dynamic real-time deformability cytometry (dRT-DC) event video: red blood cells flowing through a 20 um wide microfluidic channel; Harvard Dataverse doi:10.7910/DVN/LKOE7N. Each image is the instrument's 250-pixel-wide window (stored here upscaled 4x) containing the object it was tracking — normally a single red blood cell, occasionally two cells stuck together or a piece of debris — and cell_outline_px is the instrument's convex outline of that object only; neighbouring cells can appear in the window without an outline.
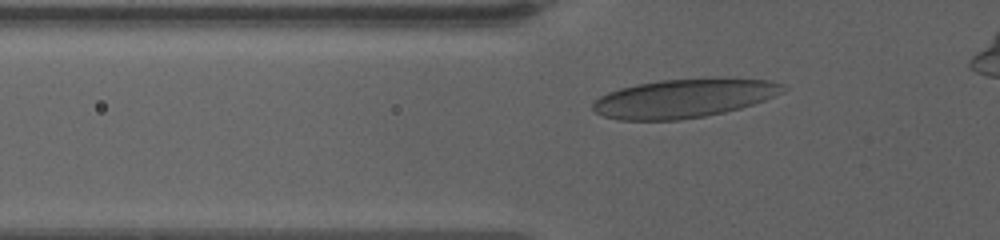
{"species": "human", "species_latin": "Homo sapiens", "temperature_condition": "warm", "stored_images_in_passage": 42, "camera_frame_rate_fps": 3000, "um_per_image_px": 0.085, "donor": {"sex": "female"}, "frame": {"image": 1, "passage_image": 9, "time_ms": 2.667, "image_size_px": [1000, 240], "cell_outline_px": [[788, 88], [784, 92], [764, 100], [740, 108], [724, 112], [704, 116], [676, 120], [616, 120], [604, 116], [596, 112], [592, 108], [592, 104], [600, 96], [608, 92], [620, 88], [636, 84], [660, 80], [768, 80], [784, 84]], "centroid_in_image_um": [58.08, 8.38], "position_along_channel_um": 67.7, "area_um2": 42.02}}
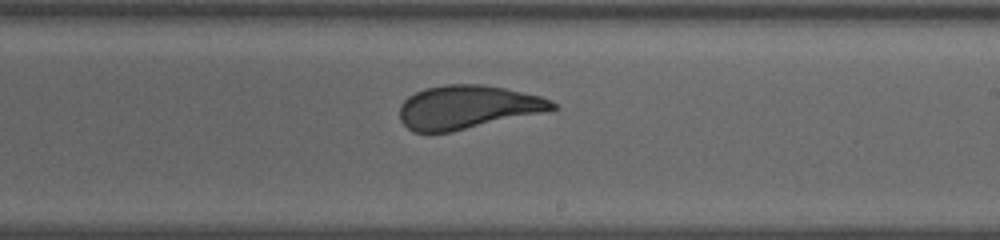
{"frame": {"image": 2, "passage_image": 25, "time_ms": 8.0, "image_size_px": [1000, 240], "cell_outline_px": [[560, 108], [452, 132], [412, 132], [400, 120], [400, 104], [408, 96], [424, 88], [444, 84], [480, 84], [504, 88], [540, 96], [552, 100]], "centroid_in_image_um": [39.71, 9.1], "position_along_channel_um": 249.3, "area_um2": 38.67}}
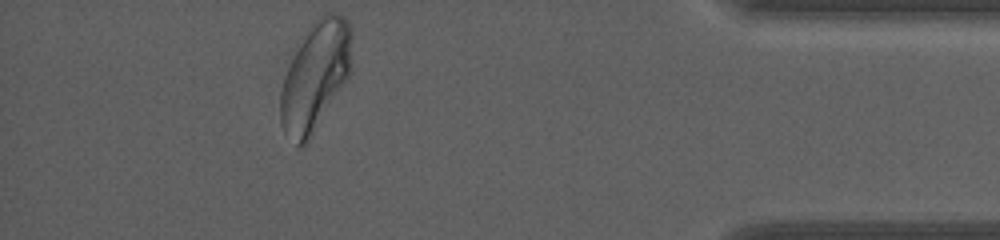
{"frame": {"image": 3, "passage_image": 42, "time_ms": 13.667, "image_size_px": [1000, 240], "cell_outline_px": [[352, 40], [348, 76], [312, 136], [300, 148], [296, 148], [284, 132], [280, 124], [280, 92], [284, 76], [296, 52], [312, 24], [324, 12], [336, 12], [344, 16], [348, 20], [352, 32]], "centroid_in_image_um": [26.79, 6.51], "position_along_channel_um": 408.4, "area_um2": 44.62}, "authors_computed_cell_mechanics": {"area_um2": 40.7779, "velocity_mm_per_s": 3.4878, "shape_relaxation_time_tau1_ms": 6.2659, "shape_relaxation_time_tau2_ms": null, "deformation_change_tau1": 0.1666, "deformation_change_tau2": null}}